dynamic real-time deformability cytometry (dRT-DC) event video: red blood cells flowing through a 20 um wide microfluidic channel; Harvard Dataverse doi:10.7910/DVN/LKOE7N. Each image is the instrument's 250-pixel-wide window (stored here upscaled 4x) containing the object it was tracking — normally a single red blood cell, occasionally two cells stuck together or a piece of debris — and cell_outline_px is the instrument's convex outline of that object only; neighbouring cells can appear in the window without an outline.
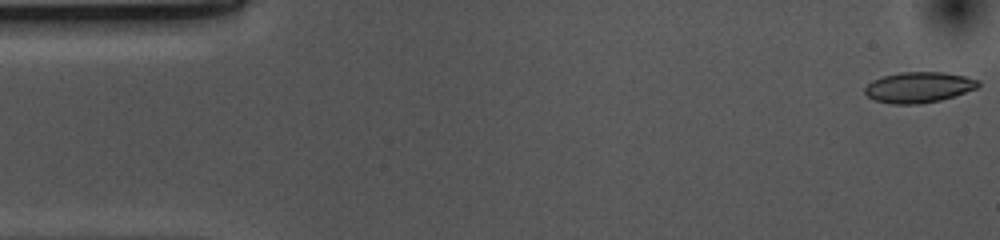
{"species": "common noctule bat (a hibernating species)", "species_latin": "Nyctalus noctula", "temperature_condition": "cold", "stored_images_in_passage": 53, "camera_frame_rate_fps": 3000, "um_per_image_px": 0.085, "animal": {"sex": "female", "body_mass_g": 10.0, "forearm_length_mm": 53.1}, "frame": {"image": 1, "passage_image": 1, "time_ms": 0.0, "image_size_px": [1000, 240], "cell_outline_px": [[980, 84], [976, 88], [940, 100], [920, 104], [892, 104], [876, 100], [868, 96], [864, 92], [864, 88], [872, 80], [884, 76], [900, 72], [944, 72], [964, 76], [980, 80]], "centroid_in_image_um": [78.08, 7.41], "position_along_channel_um": 6.9, "area_um2": 20.11}}
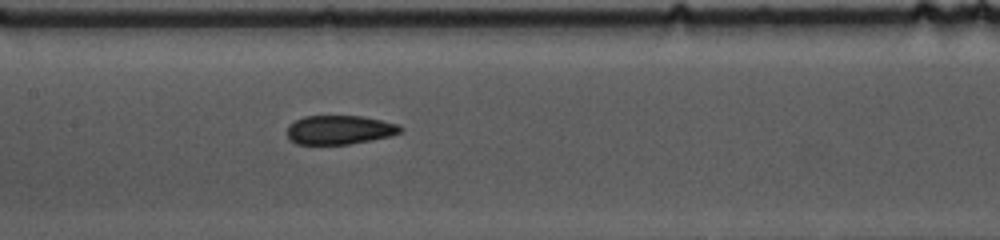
{"frame": {"image": 2, "passage_image": 24, "time_ms": 7.667, "image_size_px": [1000, 240], "cell_outline_px": [[404, 128], [400, 132], [392, 136], [348, 144], [296, 144], [288, 140], [288, 124], [304, 116], [364, 116], [400, 124]], "centroid_in_image_um": [28.88, 11.03], "position_along_channel_um": 178.5, "area_um2": 19.31}}
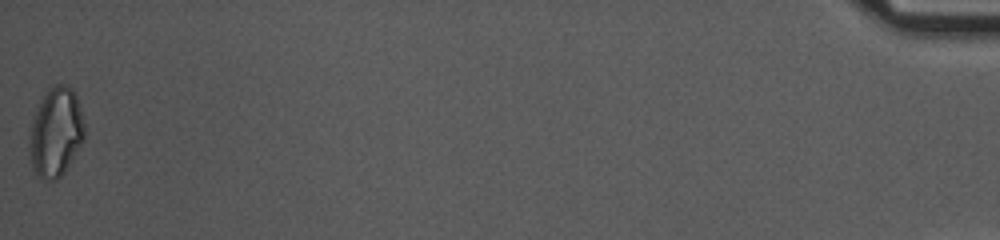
{"frame": {"image": 3, "passage_image": 53, "time_ms": 17.333, "image_size_px": [1000, 240], "cell_outline_px": [[84, 140], [64, 172], [56, 180], [48, 180], [36, 176], [32, 164], [28, 148], [28, 136], [32, 120], [40, 96], [48, 88], [56, 84], [68, 84], [76, 92], [84, 124]], "centroid_in_image_um": [4.72, 11.19], "position_along_channel_um": 430.5, "area_um2": 29.13}, "authors_computed_cell_mechanics": {"area_um2": 20.2878, "velocity_mm_per_s": 3.6952, "shape_relaxation_time_tau1_ms": 8.7764, "shape_relaxation_time_tau2_ms": 3.6164, "deformation_change_tau1": 0.1563, "deformation_change_tau2": 0.0985}}